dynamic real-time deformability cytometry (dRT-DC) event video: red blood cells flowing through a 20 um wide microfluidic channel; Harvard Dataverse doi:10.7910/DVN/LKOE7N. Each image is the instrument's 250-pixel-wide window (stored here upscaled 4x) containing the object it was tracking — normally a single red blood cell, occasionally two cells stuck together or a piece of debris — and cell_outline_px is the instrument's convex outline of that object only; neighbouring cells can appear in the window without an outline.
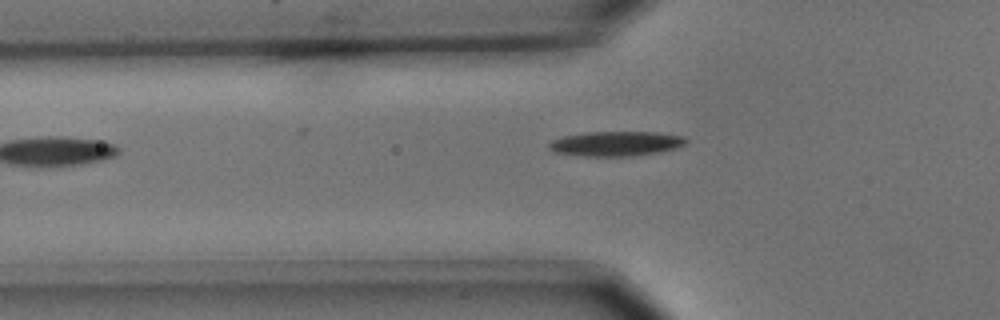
{"species": "common noctule bat (a hibernating species)", "species_latin": "Nyctalus noctula", "temperature_condition": "cold", "stored_images_in_passage": 4, "camera_frame_rate_fps": 3000, "um_per_image_px": 0.085, "animal": {"sex": "male", "body_mass_g": 15.6}, "frame": {"image": 1, "passage_image": 2, "time_ms": 0.333, "image_size_px": [1000, 320], "cell_outline_px": [[688, 140], [684, 144], [676, 148], [660, 152], [632, 156], [580, 156], [556, 152], [548, 148], [548, 144], [552, 140], [564, 136], [584, 132], [656, 132], [684, 136]], "centroid_in_image_um": [52.36, 12.21], "position_along_channel_um": 73.4, "area_um2": 19.83}}
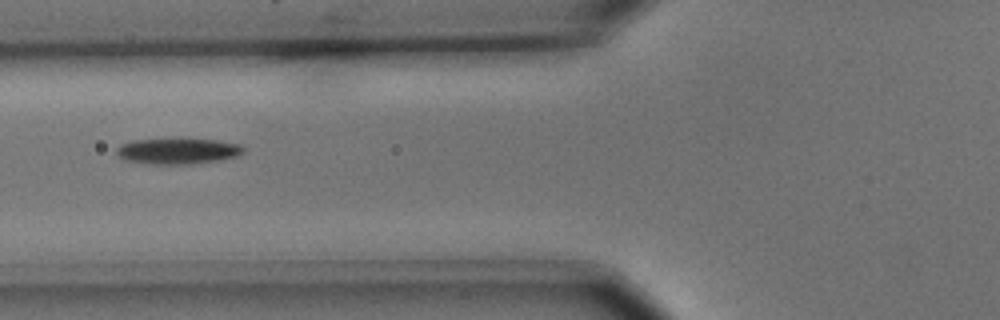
{"frame": {"image": 2, "passage_image": 3, "time_ms": 0.667, "image_size_px": [1000, 320], "cell_outline_px": [[244, 152], [236, 156], [216, 160], [192, 164], [152, 164], [124, 160], [116, 152], [116, 148], [120, 144], [132, 140], [180, 136], [216, 140], [240, 144], [244, 148]], "centroid_in_image_um": [15.08, 12.79], "position_along_channel_um": 110.7, "area_um2": 19.88}}